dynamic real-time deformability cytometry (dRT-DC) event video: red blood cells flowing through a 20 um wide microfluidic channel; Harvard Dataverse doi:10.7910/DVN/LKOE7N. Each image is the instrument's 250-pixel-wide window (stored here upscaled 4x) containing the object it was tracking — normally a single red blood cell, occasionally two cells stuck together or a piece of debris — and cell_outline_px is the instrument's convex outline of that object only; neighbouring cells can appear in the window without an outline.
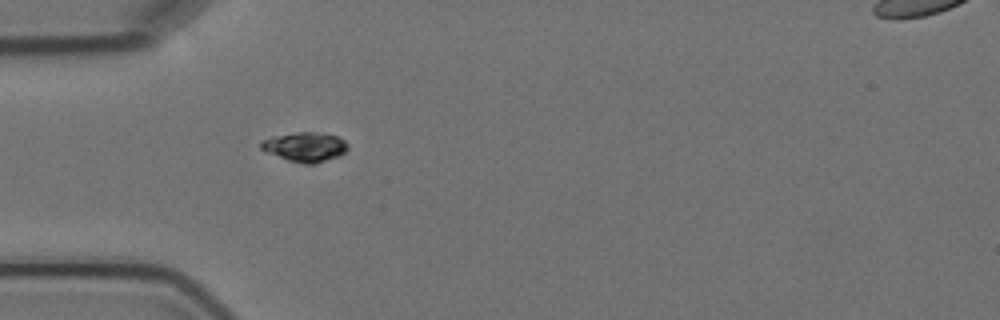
{"species": "Egyptian fruit bat (a non-hibernating species)", "species_latin": "Rousettus aegyptiacus", "temperature_condition": "cold", "stored_images_in_passage": 1, "camera_frame_rate_fps": 3000, "um_per_image_px": 0.085, "animal": {"sex": "female"}, "frame": {"image": 1, "passage_image": 1, "time_ms": 0.0, "image_size_px": [1000, 320], "cell_outline_px": [[348, 148], [340, 156], [316, 164], [304, 164], [288, 160], [264, 152], [260, 148], [260, 140], [272, 136], [300, 132], [312, 132], [336, 136], [344, 140], [348, 144]], "centroid_in_image_um": [25.9, 12.5], "position_along_channel_um": 59.1, "area_um2": 15.03}}